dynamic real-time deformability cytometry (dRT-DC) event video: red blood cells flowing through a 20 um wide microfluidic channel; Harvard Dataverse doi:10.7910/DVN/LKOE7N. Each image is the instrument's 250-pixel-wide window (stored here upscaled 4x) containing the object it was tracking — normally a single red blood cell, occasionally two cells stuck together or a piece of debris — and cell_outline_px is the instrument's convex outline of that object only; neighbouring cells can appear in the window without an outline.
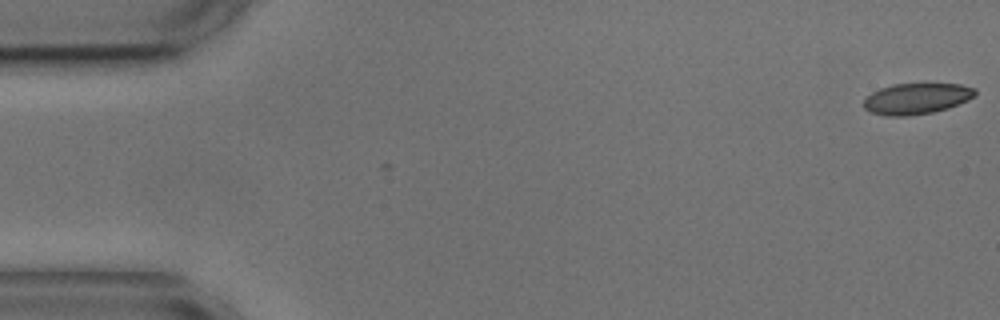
{"species": "common noctule bat (a hibernating species)", "species_latin": "Nyctalus noctula", "temperature_condition": "cold", "stored_images_in_passage": 5, "camera_frame_rate_fps": 3000, "um_per_image_px": 0.085, "animal": {"sex": "male", "body_mass_g": 17.9, "forearm_length_mm": 54.2}, "frame": {"image": 1, "passage_image": 1, "time_ms": 0.0, "image_size_px": [1000, 320], "cell_outline_px": [[976, 96], [968, 100], [948, 108], [932, 112], [908, 116], [884, 116], [868, 112], [864, 108], [864, 100], [872, 92], [880, 88], [892, 84], [960, 84], [976, 88]], "centroid_in_image_um": [77.9, 8.39], "position_along_channel_um": 7.1, "area_um2": 20.23}}
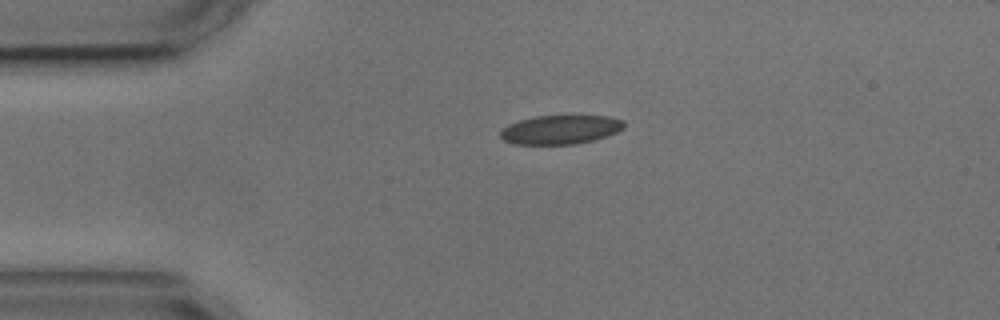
{"frame": {"image": 2, "passage_image": 4, "time_ms": 3.667, "image_size_px": [1000, 320], "cell_outline_px": [[624, 128], [616, 132], [592, 140], [576, 144], [516, 144], [504, 140], [500, 136], [500, 132], [508, 124], [520, 120], [536, 116], [608, 116], [624, 120]], "centroid_in_image_um": [47.63, 11.01], "position_along_channel_um": 37.4, "area_um2": 20.63}}